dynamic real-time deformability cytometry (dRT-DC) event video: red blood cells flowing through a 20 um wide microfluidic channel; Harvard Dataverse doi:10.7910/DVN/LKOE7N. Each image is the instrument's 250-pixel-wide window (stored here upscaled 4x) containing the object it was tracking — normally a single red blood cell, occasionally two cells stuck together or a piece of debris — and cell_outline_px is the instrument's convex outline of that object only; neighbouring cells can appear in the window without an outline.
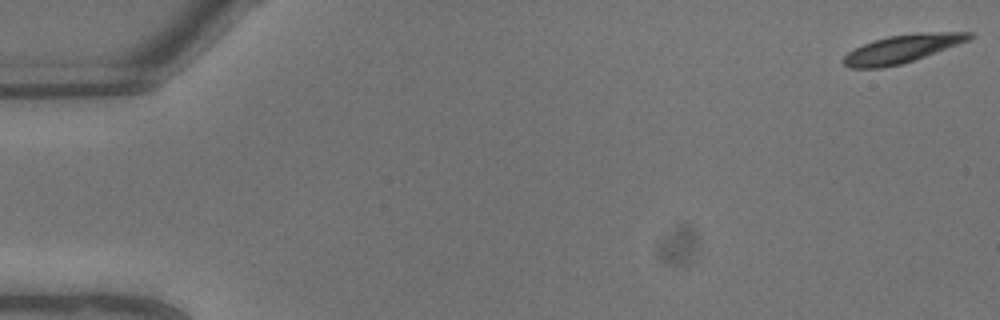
{"species": "common noctule bat (a hibernating species)", "species_latin": "Nyctalus noctula", "temperature_condition": "warm", "stored_images_in_passage": 10, "camera_frame_rate_fps": 3000, "um_per_image_px": 0.085, "animal": {"sex": "male", "body_mass_g": 13.3}, "frame": {"image": 1, "passage_image": 1, "time_ms": 0.0, "image_size_px": [1000, 320], "cell_outline_px": [[976, 36], [968, 40], [904, 64], [884, 68], [848, 68], [840, 60], [848, 52], [864, 44], [888, 36], [916, 32], [972, 32]], "centroid_in_image_um": [76.66, 4.15], "position_along_channel_um": 8.3, "area_um2": 20.63}}
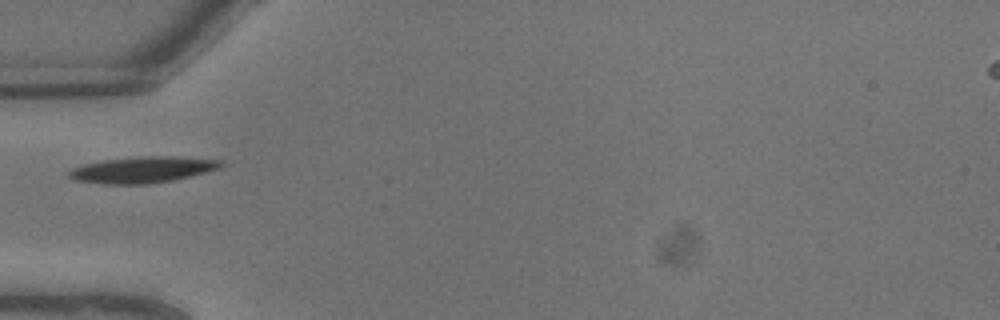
{"frame": {"image": 2, "passage_image": 8, "time_ms": 2.333, "image_size_px": [1000, 320], "cell_outline_px": [[228, 164], [220, 168], [172, 180], [148, 184], [104, 184], [76, 180], [68, 176], [68, 172], [72, 168], [84, 164], [104, 160], [148, 156], [176, 156], [224, 160]], "centroid_in_image_um": [12.17, 14.42], "position_along_channel_um": 72.8, "area_um2": 23.12}}
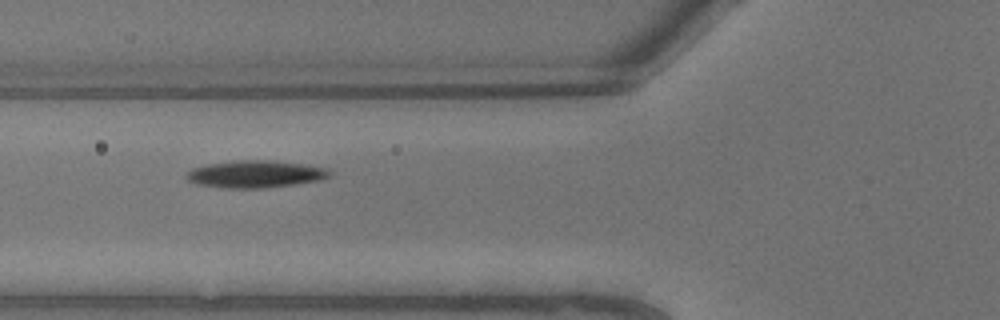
{"frame": {"image": 3, "passage_image": 9, "time_ms": 2.667, "image_size_px": [1000, 320], "cell_outline_px": [[332, 176], [320, 180], [264, 188], [220, 188], [196, 184], [188, 180], [184, 176], [184, 172], [192, 168], [208, 164], [240, 160], [268, 160], [304, 164], [328, 168], [332, 172]], "centroid_in_image_um": [21.68, 14.8], "position_along_channel_um": 104.1, "area_um2": 22.89}}